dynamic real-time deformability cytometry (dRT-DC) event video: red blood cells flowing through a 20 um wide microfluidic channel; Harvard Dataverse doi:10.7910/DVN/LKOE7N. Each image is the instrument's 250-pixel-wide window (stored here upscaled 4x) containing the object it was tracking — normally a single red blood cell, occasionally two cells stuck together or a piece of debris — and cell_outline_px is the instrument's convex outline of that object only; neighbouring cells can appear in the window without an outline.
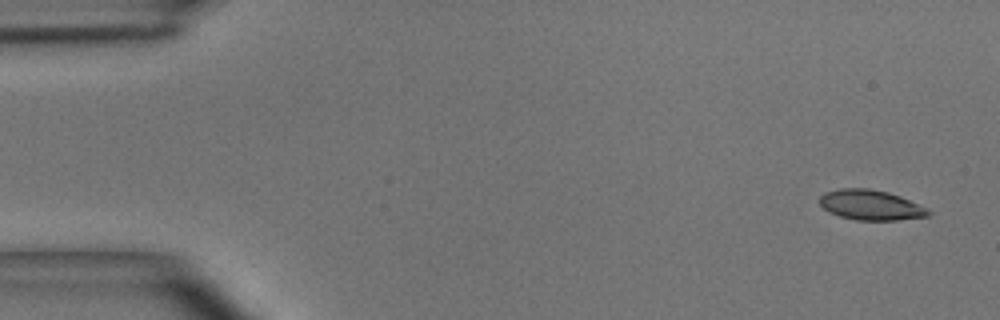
{"species": "common noctule bat (a hibernating species)", "species_latin": "Nyctalus noctula", "temperature_condition": "room temperature", "stored_images_in_passage": 5, "camera_frame_rate_fps": 3000, "um_per_image_px": 0.085, "animal": {"sex": "male", "body_mass_g": 15.6}, "frame": {"image": 1, "passage_image": 1, "time_ms": 0.0, "image_size_px": [1000, 320], "cell_outline_px": [[932, 212], [928, 216], [896, 220], [856, 220], [840, 216], [828, 212], [820, 204], [820, 196], [824, 192], [840, 188], [868, 188], [888, 192], [900, 196], [928, 208]], "centroid_in_image_um": [74.01, 17.42], "position_along_channel_um": 11.0, "area_um2": 19.13}}
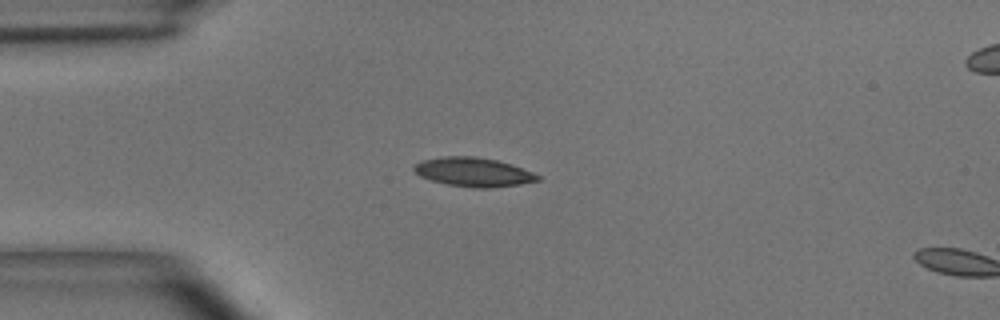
{"frame": {"image": 2, "passage_image": 4, "time_ms": 1.0, "image_size_px": [1000, 320], "cell_outline_px": [[540, 180], [520, 184], [492, 188], [472, 188], [448, 184], [432, 180], [420, 176], [412, 172], [412, 168], [416, 164], [424, 160], [444, 156], [472, 156], [496, 160], [532, 172], [540, 176]], "centroid_in_image_um": [40.21, 14.63], "position_along_channel_um": 44.8, "area_um2": 20.69}}